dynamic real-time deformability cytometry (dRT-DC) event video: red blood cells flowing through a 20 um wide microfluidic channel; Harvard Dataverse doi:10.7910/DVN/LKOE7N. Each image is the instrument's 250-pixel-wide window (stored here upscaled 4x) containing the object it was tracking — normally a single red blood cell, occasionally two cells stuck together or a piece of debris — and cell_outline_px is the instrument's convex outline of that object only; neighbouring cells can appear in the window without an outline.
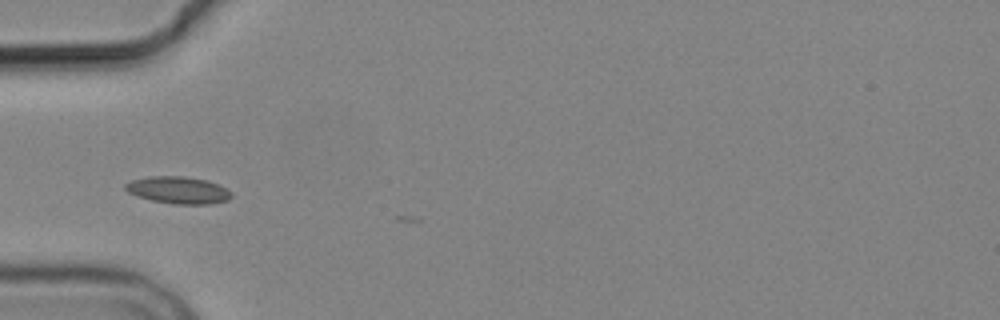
{"species": "common noctule bat (a hibernating species)", "species_latin": "Nyctalus noctula", "temperature_condition": "cold", "stored_images_in_passage": 2, "camera_frame_rate_fps": 3000, "um_per_image_px": 0.085, "animal": {"sex": "male", "body_mass_g": 19.2, "forearm_length_mm": 51.8}, "frame": {"image": 1, "passage_image": 1, "time_ms": 0.0, "image_size_px": [1000, 320], "cell_outline_px": [[232, 196], [228, 200], [212, 204], [172, 204], [152, 200], [136, 196], [128, 192], [124, 188], [124, 184], [132, 180], [148, 176], [184, 176], [208, 180], [220, 184], [228, 188], [232, 192]], "centroid_in_image_um": [15.18, 16.15], "position_along_channel_um": 69.8, "area_um2": 17.05}}